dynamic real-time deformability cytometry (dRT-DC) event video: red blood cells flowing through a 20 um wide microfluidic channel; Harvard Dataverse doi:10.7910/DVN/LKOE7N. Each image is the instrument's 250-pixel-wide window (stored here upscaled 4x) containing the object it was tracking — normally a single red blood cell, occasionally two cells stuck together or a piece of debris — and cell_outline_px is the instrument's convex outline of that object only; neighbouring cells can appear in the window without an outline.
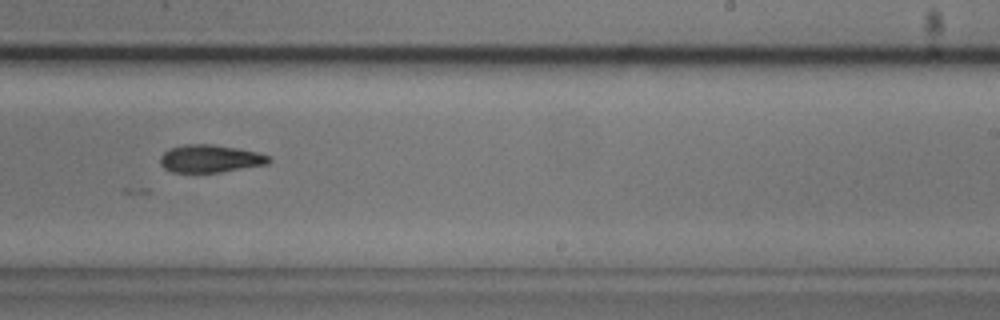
{"species": "common noctule bat (a hibernating species)", "species_latin": "Nyctalus noctula", "temperature_condition": "cold", "stored_images_in_passage": 37, "camera_frame_rate_fps": 3000, "um_per_image_px": 0.085, "animal": {"sex": "male", "body_mass_g": 20.5, "forearm_length_mm": 52.5}, "frame": {"image": 1, "passage_image": 22, "time_ms": 7.0, "image_size_px": [1000, 320], "cell_outline_px": [[272, 160], [268, 164], [220, 172], [172, 172], [164, 168], [160, 164], [160, 156], [168, 148], [184, 144], [212, 144], [236, 148], [256, 152], [272, 156]], "centroid_in_image_um": [17.86, 13.48], "position_along_channel_um": 271.1, "area_um2": 17.63}}
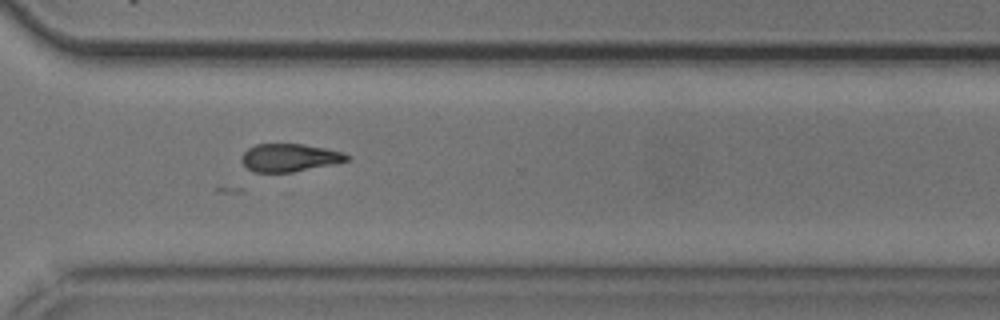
{"frame": {"image": 2, "passage_image": 28, "time_ms": 9.0, "image_size_px": [1000, 320], "cell_outline_px": [[352, 156], [348, 160], [332, 164], [292, 172], [256, 172], [248, 168], [240, 160], [244, 152], [248, 148], [256, 144], [304, 144], [344, 152]], "centroid_in_image_um": [24.62, 13.39], "position_along_channel_um": 346.0, "area_um2": 16.99}}
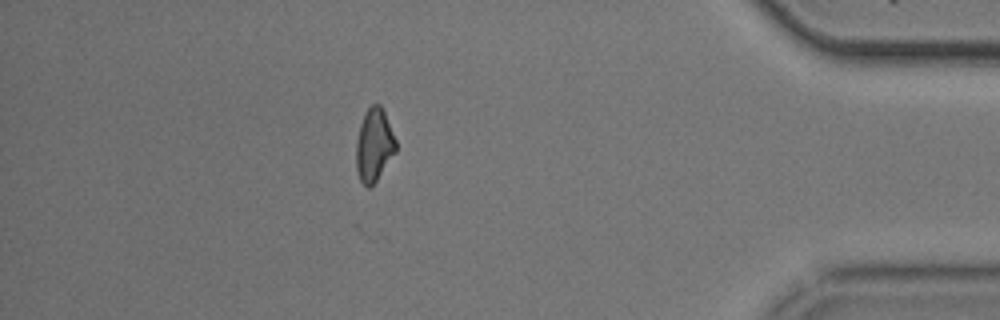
{"frame": {"image": 3, "passage_image": 36, "time_ms": 11.667, "image_size_px": [1000, 320], "cell_outline_px": [[396, 152], [376, 180], [368, 188], [360, 180], [356, 172], [356, 140], [360, 124], [364, 112], [372, 104], [380, 104], [384, 112], [396, 140]], "centroid_in_image_um": [31.78, 12.32], "position_along_channel_um": 403.4, "area_um2": 16.82}}